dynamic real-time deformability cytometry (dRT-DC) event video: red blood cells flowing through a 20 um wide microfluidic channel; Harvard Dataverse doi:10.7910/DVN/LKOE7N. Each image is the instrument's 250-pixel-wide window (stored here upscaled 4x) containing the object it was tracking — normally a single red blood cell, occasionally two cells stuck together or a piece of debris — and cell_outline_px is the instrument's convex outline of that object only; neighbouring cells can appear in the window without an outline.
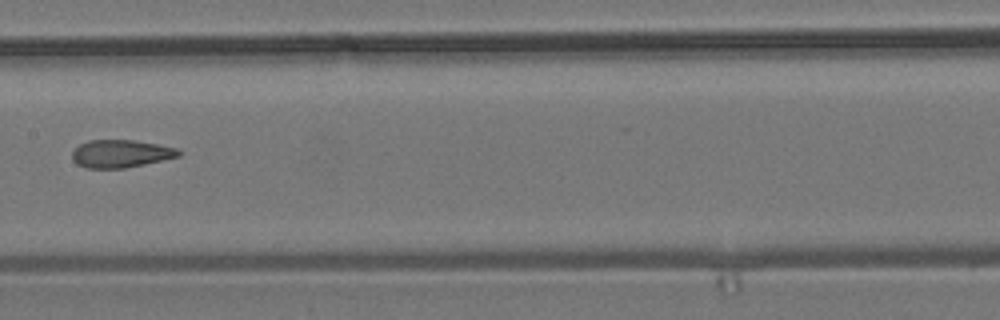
{"species": "common noctule bat (a hibernating species)", "species_latin": "Nyctalus noctula", "temperature_condition": "room temperature", "stored_images_in_passage": 11, "segment_of_instrument_passage": [1, 2], "camera_frame_rate_fps": 3000, "um_per_image_px": 0.085, "animal": {"sex": "male", "body_mass_g": 19.2, "forearm_length_mm": 51.8}, "frame": {"image": 1, "passage_image": 7, "time_ms": 2.0, "image_size_px": [1000, 320], "cell_outline_px": [[184, 152], [180, 156], [144, 164], [124, 168], [84, 168], [76, 164], [72, 160], [72, 152], [80, 144], [88, 140], [132, 140], [156, 144], [176, 148]], "centroid_in_image_um": [10.25, 13.07], "position_along_channel_um": 197.2, "area_um2": 17.22}}
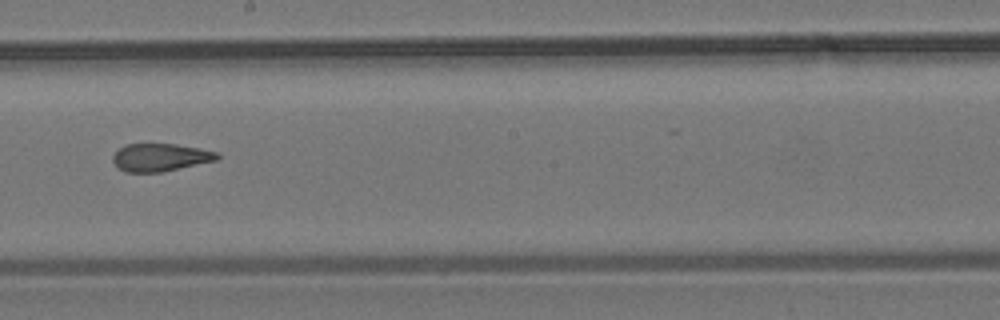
{"frame": {"image": 2, "passage_image": 8, "time_ms": 2.333, "image_size_px": [1000, 320], "cell_outline_px": [[220, 156], [216, 160], [160, 172], [124, 172], [116, 168], [112, 160], [112, 156], [120, 148], [128, 144], [176, 144], [200, 148], [216, 152]], "centroid_in_image_um": [13.58, 13.38], "position_along_channel_um": 234.6, "area_um2": 16.76}}
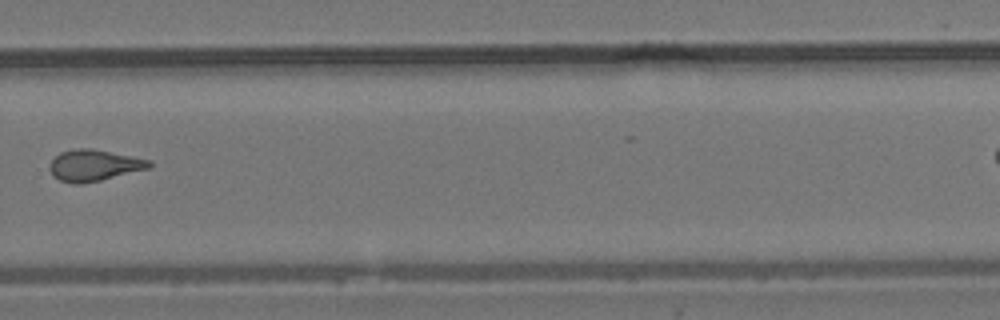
{"frame": {"image": 3, "passage_image": 10, "time_ms": 3.0, "image_size_px": [1000, 320], "cell_outline_px": [[152, 164], [148, 168], [100, 180], [76, 184], [72, 184], [60, 180], [52, 176], [48, 168], [52, 160], [60, 152], [76, 148], [92, 148], [152, 160]], "centroid_in_image_um": [7.96, 14.04], "position_along_channel_um": 321.8, "area_um2": 18.09}}